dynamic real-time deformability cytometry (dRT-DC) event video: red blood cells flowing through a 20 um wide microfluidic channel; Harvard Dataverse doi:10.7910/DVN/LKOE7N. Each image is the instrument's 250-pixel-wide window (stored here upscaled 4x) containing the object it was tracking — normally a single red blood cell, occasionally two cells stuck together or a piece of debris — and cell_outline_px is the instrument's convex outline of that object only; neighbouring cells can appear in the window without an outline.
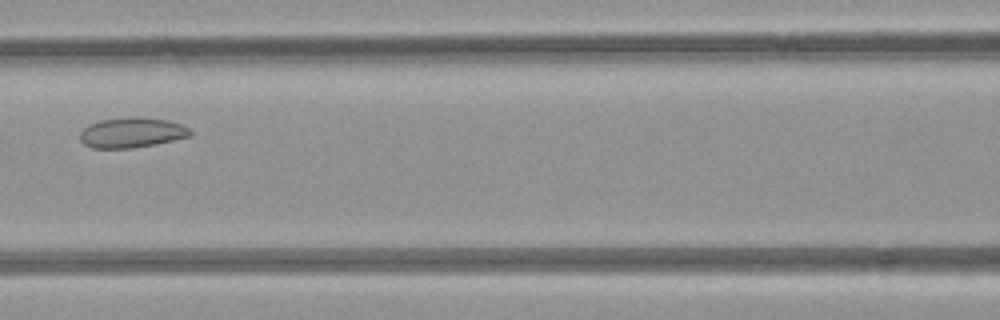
{"species": "common noctule bat (a hibernating species)", "species_latin": "Nyctalus noctula", "temperature_condition": "room temperature", "stored_images_in_passage": 4, "camera_frame_rate_fps": 3000, "um_per_image_px": 0.085, "animal": {"sex": "female", "body_mass_g": 21.9}, "frame": {"image": 1, "passage_image": 3, "time_ms": 2.333, "image_size_px": [1000, 320], "cell_outline_px": [[192, 136], [132, 148], [92, 148], [84, 144], [80, 140], [80, 132], [88, 124], [100, 120], [136, 116], [168, 120], [180, 124], [188, 128], [192, 132]], "centroid_in_image_um": [11.18, 11.26], "position_along_channel_um": 155.4, "area_um2": 19.31}}
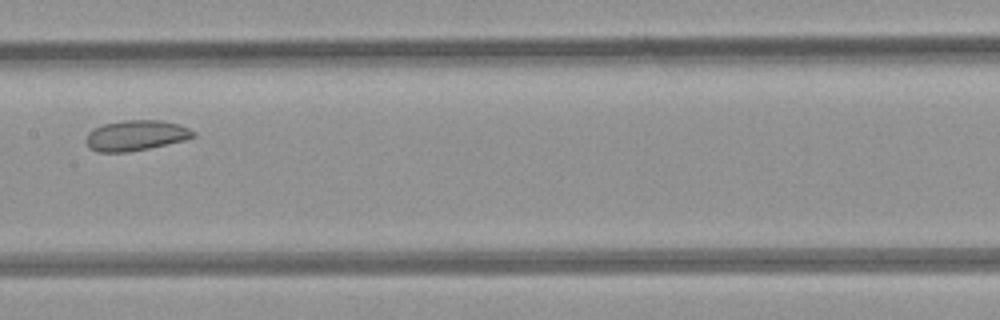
{"frame": {"image": 2, "passage_image": 4, "time_ms": 3.333, "image_size_px": [1000, 320], "cell_outline_px": [[196, 136], [184, 140], [148, 148], [128, 152], [96, 152], [88, 148], [84, 140], [88, 132], [104, 124], [124, 120], [160, 120], [180, 124], [196, 132]], "centroid_in_image_um": [11.53, 11.52], "position_along_channel_um": 195.9, "area_um2": 19.07}}